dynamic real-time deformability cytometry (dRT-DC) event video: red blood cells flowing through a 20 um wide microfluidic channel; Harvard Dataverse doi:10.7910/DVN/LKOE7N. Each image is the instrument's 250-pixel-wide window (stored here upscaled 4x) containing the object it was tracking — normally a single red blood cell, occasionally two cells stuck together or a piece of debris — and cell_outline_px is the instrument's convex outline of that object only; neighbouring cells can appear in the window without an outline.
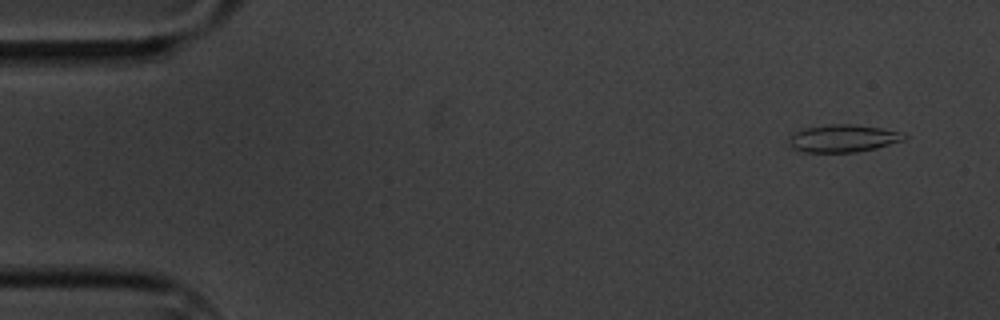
{"species": "common noctule bat (a hibernating species)", "species_latin": "Nyctalus noctula", "temperature_condition": "cold", "stored_images_in_passage": 15, "camera_frame_rate_fps": 3000, "um_per_image_px": 0.085, "animal": {"sex": "male", "body_mass_g": 20.1, "forearm_length_mm": 53.5}, "frame": {"image": 1, "passage_image": 1, "time_ms": 0.0, "image_size_px": [1000, 320], "cell_outline_px": [[908, 136], [904, 140], [876, 148], [856, 152], [804, 152], [792, 148], [788, 136], [796, 132], [808, 128], [828, 124], [852, 124], [880, 128], [904, 132]], "centroid_in_image_um": [71.7, 11.76], "position_along_channel_um": 13.3, "area_um2": 18.38}}
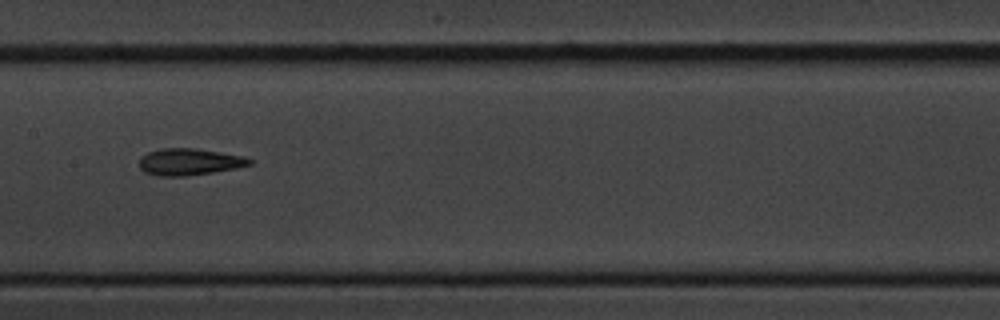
{"frame": {"image": 2, "passage_image": 8, "time_ms": 8.333, "image_size_px": [1000, 320], "cell_outline_px": [[252, 164], [236, 168], [212, 172], [184, 176], [160, 176], [144, 172], [140, 168], [140, 156], [148, 152], [160, 148], [196, 148], [244, 156], [252, 160]], "centroid_in_image_um": [16.08, 13.75], "position_along_channel_um": 191.3, "area_um2": 17.17}}
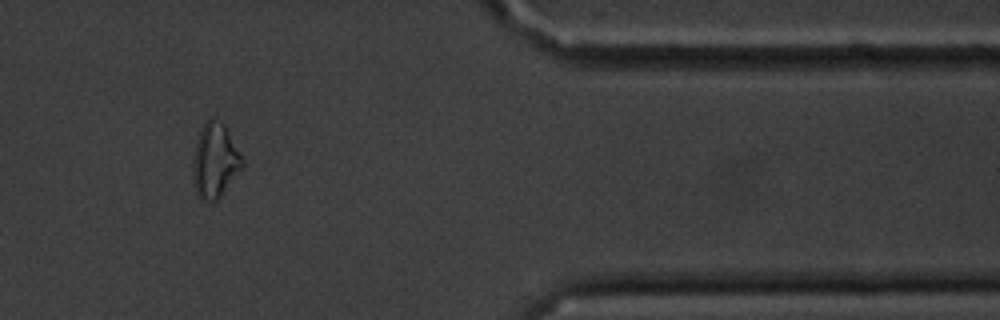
{"frame": {"image": 3, "passage_image": 13, "time_ms": 15.0, "image_size_px": [1000, 320], "cell_outline_px": [[244, 164], [220, 196], [216, 200], [200, 200], [196, 196], [192, 180], [192, 160], [196, 144], [200, 132], [204, 124], [212, 116], [224, 124], [244, 160]], "centroid_in_image_um": [18.24, 13.67], "position_along_channel_um": 393.2, "area_um2": 21.27}, "authors_computed_cell_mechanics": {"area_um2": 17.1666, "velocity_mm_per_s": 3.4139, "shape_relaxation_time_tau1_ms": 3.0659, "shape_relaxation_time_tau2_ms": 6.0667, "deformation_change_tau1": 0.0885, "deformation_change_tau2": 0.1261}}